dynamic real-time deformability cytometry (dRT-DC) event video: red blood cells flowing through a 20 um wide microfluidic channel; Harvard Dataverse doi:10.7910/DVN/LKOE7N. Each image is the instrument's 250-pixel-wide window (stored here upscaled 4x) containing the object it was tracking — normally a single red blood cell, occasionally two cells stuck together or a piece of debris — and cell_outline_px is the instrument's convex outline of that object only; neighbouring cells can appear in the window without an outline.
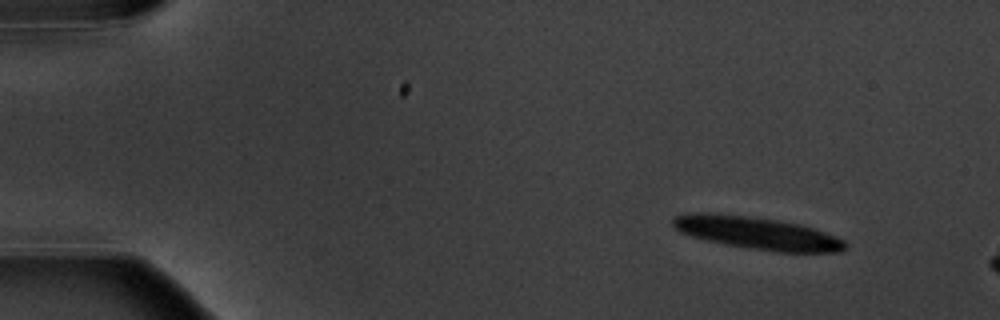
{"species": "common noctule bat (a hibernating species)", "species_latin": "Nyctalus noctula", "temperature_condition": "warm", "stored_images_in_passage": 3, "camera_frame_rate_fps": 3000, "um_per_image_px": 0.085, "animal": {"sex": "male", "body_mass_g": 20.1, "forearm_length_mm": 53.5}, "frame": {"image": 1, "passage_image": 1, "time_ms": 0.0, "image_size_px": [1000, 320], "cell_outline_px": [[848, 248], [840, 252], [776, 252], [724, 244], [692, 236], [680, 232], [672, 224], [672, 220], [676, 216], [684, 212], [716, 212], [776, 220], [800, 224], [836, 236], [844, 240], [848, 244]], "centroid_in_image_um": [64.35, 19.8], "position_along_channel_um": 20.6, "area_um2": 32.71}}